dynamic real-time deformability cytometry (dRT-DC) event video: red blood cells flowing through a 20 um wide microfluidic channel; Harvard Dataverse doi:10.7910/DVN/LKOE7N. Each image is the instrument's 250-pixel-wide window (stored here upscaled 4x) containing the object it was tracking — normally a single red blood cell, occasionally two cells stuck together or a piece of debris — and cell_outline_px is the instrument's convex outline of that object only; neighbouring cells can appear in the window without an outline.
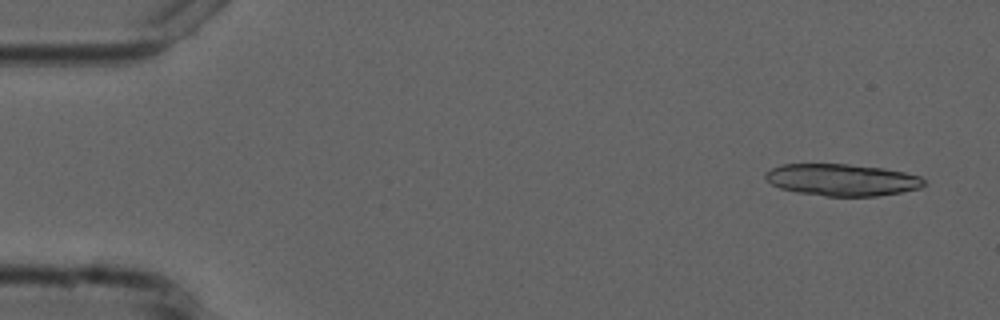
{"species": "common noctule bat (a hibernating species)", "species_latin": "Nyctalus noctula", "temperature_condition": "cold", "stored_images_in_passage": 6, "camera_frame_rate_fps": 3000, "um_per_image_px": 0.085, "animal": {"sex": "male", "forearm_length_mm": 52.5}, "frame": {"image": 1, "passage_image": 1, "time_ms": 0.0, "image_size_px": [1000, 320], "cell_outline_px": [[924, 184], [920, 188], [900, 192], [876, 196], [824, 196], [796, 192], [780, 188], [772, 184], [764, 176], [764, 172], [780, 164], [848, 164], [884, 168], [904, 172], [920, 176], [924, 180]], "centroid_in_image_um": [71.55, 15.28], "position_along_channel_um": 13.5, "area_um2": 29.48}}
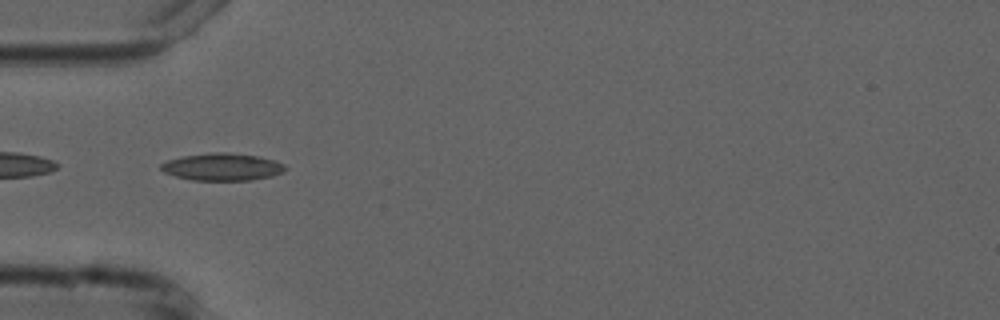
{"frame": {"image": 2, "passage_image": 5, "time_ms": 4.667, "image_size_px": [1000, 320], "cell_outline_px": [[288, 168], [284, 172], [272, 176], [252, 180], [192, 180], [176, 176], [164, 172], [160, 168], [160, 164], [168, 160], [184, 156], [216, 152], [224, 152], [260, 156], [276, 160], [284, 164]], "centroid_in_image_um": [18.95, 14.19], "position_along_channel_um": 66.1, "area_um2": 19.83}}
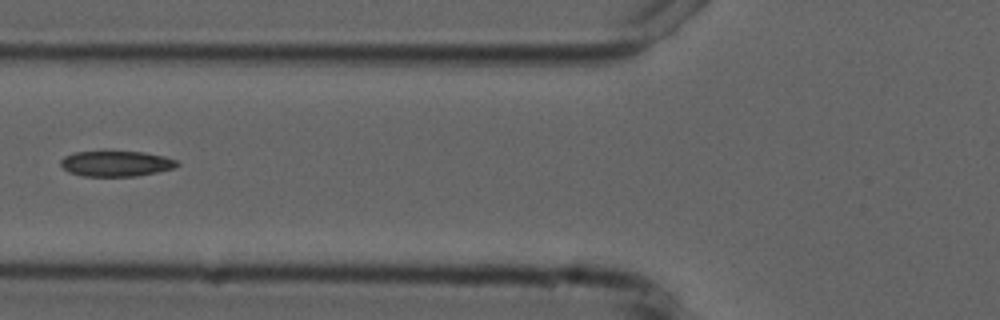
{"frame": {"image": 3, "passage_image": 6, "time_ms": 6.0, "image_size_px": [1000, 320], "cell_outline_px": [[180, 164], [172, 168], [156, 172], [136, 176], [80, 176], [68, 172], [60, 164], [60, 160], [64, 156], [72, 152], [144, 152], [164, 156], [176, 160]], "centroid_in_image_um": [9.83, 13.91], "position_along_channel_um": 116.0, "area_um2": 17.22}}